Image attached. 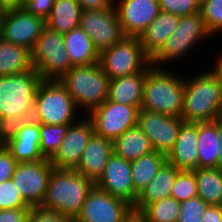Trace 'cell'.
Listing matches in <instances>:
<instances>
[{"label": "cell", "instance_id": "1", "mask_svg": "<svg viewBox=\"0 0 222 222\" xmlns=\"http://www.w3.org/2000/svg\"><path fill=\"white\" fill-rule=\"evenodd\" d=\"M181 118L184 122L193 123L210 122L222 118V82L214 68H208L205 72L190 78L185 77L184 107Z\"/></svg>", "mask_w": 222, "mask_h": 222}, {"label": "cell", "instance_id": "2", "mask_svg": "<svg viewBox=\"0 0 222 222\" xmlns=\"http://www.w3.org/2000/svg\"><path fill=\"white\" fill-rule=\"evenodd\" d=\"M170 69L156 68L152 65L148 68L140 109L181 118L185 77L181 73L179 75L170 72Z\"/></svg>", "mask_w": 222, "mask_h": 222}, {"label": "cell", "instance_id": "3", "mask_svg": "<svg viewBox=\"0 0 222 222\" xmlns=\"http://www.w3.org/2000/svg\"><path fill=\"white\" fill-rule=\"evenodd\" d=\"M94 186L93 181L77 170L54 168L40 207L57 211L75 220Z\"/></svg>", "mask_w": 222, "mask_h": 222}, {"label": "cell", "instance_id": "4", "mask_svg": "<svg viewBox=\"0 0 222 222\" xmlns=\"http://www.w3.org/2000/svg\"><path fill=\"white\" fill-rule=\"evenodd\" d=\"M59 81L67 88L78 109L88 114L108 99L110 79L99 63L74 66ZM87 110V111H85Z\"/></svg>", "mask_w": 222, "mask_h": 222}, {"label": "cell", "instance_id": "5", "mask_svg": "<svg viewBox=\"0 0 222 222\" xmlns=\"http://www.w3.org/2000/svg\"><path fill=\"white\" fill-rule=\"evenodd\" d=\"M42 80L35 70L0 76V119L14 115H27L32 119Z\"/></svg>", "mask_w": 222, "mask_h": 222}, {"label": "cell", "instance_id": "6", "mask_svg": "<svg viewBox=\"0 0 222 222\" xmlns=\"http://www.w3.org/2000/svg\"><path fill=\"white\" fill-rule=\"evenodd\" d=\"M78 112L81 111L59 80H42L35 97L34 121L51 125L72 124L80 117Z\"/></svg>", "mask_w": 222, "mask_h": 222}, {"label": "cell", "instance_id": "7", "mask_svg": "<svg viewBox=\"0 0 222 222\" xmlns=\"http://www.w3.org/2000/svg\"><path fill=\"white\" fill-rule=\"evenodd\" d=\"M208 37L211 38V34L206 30L200 12L180 16L178 27L151 58V65L156 68H164L165 64L167 66L174 60L183 59L193 48V51L195 50V45L209 39Z\"/></svg>", "mask_w": 222, "mask_h": 222}, {"label": "cell", "instance_id": "8", "mask_svg": "<svg viewBox=\"0 0 222 222\" xmlns=\"http://www.w3.org/2000/svg\"><path fill=\"white\" fill-rule=\"evenodd\" d=\"M99 65L111 80L138 72H147L151 58L144 52L139 37L124 36L99 53Z\"/></svg>", "mask_w": 222, "mask_h": 222}, {"label": "cell", "instance_id": "9", "mask_svg": "<svg viewBox=\"0 0 222 222\" xmlns=\"http://www.w3.org/2000/svg\"><path fill=\"white\" fill-rule=\"evenodd\" d=\"M33 68L43 80H59L70 68L63 34L45 26L31 51Z\"/></svg>", "mask_w": 222, "mask_h": 222}, {"label": "cell", "instance_id": "10", "mask_svg": "<svg viewBox=\"0 0 222 222\" xmlns=\"http://www.w3.org/2000/svg\"><path fill=\"white\" fill-rule=\"evenodd\" d=\"M139 108L106 100L92 109L87 117L92 121L94 134L114 141L126 130L138 125Z\"/></svg>", "mask_w": 222, "mask_h": 222}, {"label": "cell", "instance_id": "11", "mask_svg": "<svg viewBox=\"0 0 222 222\" xmlns=\"http://www.w3.org/2000/svg\"><path fill=\"white\" fill-rule=\"evenodd\" d=\"M53 169L50 159L17 164L11 179L30 207L42 205Z\"/></svg>", "mask_w": 222, "mask_h": 222}, {"label": "cell", "instance_id": "12", "mask_svg": "<svg viewBox=\"0 0 222 222\" xmlns=\"http://www.w3.org/2000/svg\"><path fill=\"white\" fill-rule=\"evenodd\" d=\"M79 26L90 36L94 48L99 53L125 36L115 7L103 10H83Z\"/></svg>", "mask_w": 222, "mask_h": 222}, {"label": "cell", "instance_id": "13", "mask_svg": "<svg viewBox=\"0 0 222 222\" xmlns=\"http://www.w3.org/2000/svg\"><path fill=\"white\" fill-rule=\"evenodd\" d=\"M45 26L44 18L28 13L24 8L6 10L2 38L32 51Z\"/></svg>", "mask_w": 222, "mask_h": 222}, {"label": "cell", "instance_id": "14", "mask_svg": "<svg viewBox=\"0 0 222 222\" xmlns=\"http://www.w3.org/2000/svg\"><path fill=\"white\" fill-rule=\"evenodd\" d=\"M132 207L127 201L94 186L74 222H122Z\"/></svg>", "mask_w": 222, "mask_h": 222}, {"label": "cell", "instance_id": "15", "mask_svg": "<svg viewBox=\"0 0 222 222\" xmlns=\"http://www.w3.org/2000/svg\"><path fill=\"white\" fill-rule=\"evenodd\" d=\"M84 118L70 124L59 150L50 159L54 168L77 169L88 141L94 134L92 121L86 115Z\"/></svg>", "mask_w": 222, "mask_h": 222}, {"label": "cell", "instance_id": "16", "mask_svg": "<svg viewBox=\"0 0 222 222\" xmlns=\"http://www.w3.org/2000/svg\"><path fill=\"white\" fill-rule=\"evenodd\" d=\"M184 120L158 112L139 110L138 126L149 137L154 151L165 155L173 148Z\"/></svg>", "mask_w": 222, "mask_h": 222}, {"label": "cell", "instance_id": "17", "mask_svg": "<svg viewBox=\"0 0 222 222\" xmlns=\"http://www.w3.org/2000/svg\"><path fill=\"white\" fill-rule=\"evenodd\" d=\"M125 36L139 37L161 12L158 0H114Z\"/></svg>", "mask_w": 222, "mask_h": 222}, {"label": "cell", "instance_id": "18", "mask_svg": "<svg viewBox=\"0 0 222 222\" xmlns=\"http://www.w3.org/2000/svg\"><path fill=\"white\" fill-rule=\"evenodd\" d=\"M95 186L114 197L127 201L132 206L138 197L133 186L131 161L114 153L108 158L104 173Z\"/></svg>", "mask_w": 222, "mask_h": 222}, {"label": "cell", "instance_id": "19", "mask_svg": "<svg viewBox=\"0 0 222 222\" xmlns=\"http://www.w3.org/2000/svg\"><path fill=\"white\" fill-rule=\"evenodd\" d=\"M198 123L183 122L173 148L166 155L168 163L179 170L198 168Z\"/></svg>", "mask_w": 222, "mask_h": 222}, {"label": "cell", "instance_id": "20", "mask_svg": "<svg viewBox=\"0 0 222 222\" xmlns=\"http://www.w3.org/2000/svg\"><path fill=\"white\" fill-rule=\"evenodd\" d=\"M112 153L113 141L93 134L76 170L96 183L103 175L108 158Z\"/></svg>", "mask_w": 222, "mask_h": 222}, {"label": "cell", "instance_id": "21", "mask_svg": "<svg viewBox=\"0 0 222 222\" xmlns=\"http://www.w3.org/2000/svg\"><path fill=\"white\" fill-rule=\"evenodd\" d=\"M5 147L18 163L44 160L40 152V123L30 119Z\"/></svg>", "mask_w": 222, "mask_h": 222}, {"label": "cell", "instance_id": "22", "mask_svg": "<svg viewBox=\"0 0 222 222\" xmlns=\"http://www.w3.org/2000/svg\"><path fill=\"white\" fill-rule=\"evenodd\" d=\"M180 171L166 161L155 177L140 191L133 208L142 210L152 202L171 197L172 187Z\"/></svg>", "mask_w": 222, "mask_h": 222}, {"label": "cell", "instance_id": "23", "mask_svg": "<svg viewBox=\"0 0 222 222\" xmlns=\"http://www.w3.org/2000/svg\"><path fill=\"white\" fill-rule=\"evenodd\" d=\"M180 16L161 11L139 36L144 52L152 58L178 27Z\"/></svg>", "mask_w": 222, "mask_h": 222}, {"label": "cell", "instance_id": "24", "mask_svg": "<svg viewBox=\"0 0 222 222\" xmlns=\"http://www.w3.org/2000/svg\"><path fill=\"white\" fill-rule=\"evenodd\" d=\"M147 72L113 78L109 81L108 100L141 108Z\"/></svg>", "mask_w": 222, "mask_h": 222}, {"label": "cell", "instance_id": "25", "mask_svg": "<svg viewBox=\"0 0 222 222\" xmlns=\"http://www.w3.org/2000/svg\"><path fill=\"white\" fill-rule=\"evenodd\" d=\"M71 65L81 66L99 62V52L90 36L79 26L63 34Z\"/></svg>", "mask_w": 222, "mask_h": 222}, {"label": "cell", "instance_id": "26", "mask_svg": "<svg viewBox=\"0 0 222 222\" xmlns=\"http://www.w3.org/2000/svg\"><path fill=\"white\" fill-rule=\"evenodd\" d=\"M153 151L149 137L138 125L129 128L113 141V153L128 161L136 160Z\"/></svg>", "mask_w": 222, "mask_h": 222}, {"label": "cell", "instance_id": "27", "mask_svg": "<svg viewBox=\"0 0 222 222\" xmlns=\"http://www.w3.org/2000/svg\"><path fill=\"white\" fill-rule=\"evenodd\" d=\"M82 11L77 0H55L52 12L46 19V26L65 34L79 27Z\"/></svg>", "mask_w": 222, "mask_h": 222}, {"label": "cell", "instance_id": "28", "mask_svg": "<svg viewBox=\"0 0 222 222\" xmlns=\"http://www.w3.org/2000/svg\"><path fill=\"white\" fill-rule=\"evenodd\" d=\"M33 68L31 51L0 39V76L22 73Z\"/></svg>", "mask_w": 222, "mask_h": 222}, {"label": "cell", "instance_id": "29", "mask_svg": "<svg viewBox=\"0 0 222 222\" xmlns=\"http://www.w3.org/2000/svg\"><path fill=\"white\" fill-rule=\"evenodd\" d=\"M218 120L198 123V168L217 167Z\"/></svg>", "mask_w": 222, "mask_h": 222}, {"label": "cell", "instance_id": "30", "mask_svg": "<svg viewBox=\"0 0 222 222\" xmlns=\"http://www.w3.org/2000/svg\"><path fill=\"white\" fill-rule=\"evenodd\" d=\"M193 171L198 197L208 205H220L222 202V168H197Z\"/></svg>", "mask_w": 222, "mask_h": 222}, {"label": "cell", "instance_id": "31", "mask_svg": "<svg viewBox=\"0 0 222 222\" xmlns=\"http://www.w3.org/2000/svg\"><path fill=\"white\" fill-rule=\"evenodd\" d=\"M166 161V155L157 151L131 161L133 186L137 194L155 177Z\"/></svg>", "mask_w": 222, "mask_h": 222}, {"label": "cell", "instance_id": "32", "mask_svg": "<svg viewBox=\"0 0 222 222\" xmlns=\"http://www.w3.org/2000/svg\"><path fill=\"white\" fill-rule=\"evenodd\" d=\"M180 204L175 198L168 197L146 205L141 211L147 222H177Z\"/></svg>", "mask_w": 222, "mask_h": 222}, {"label": "cell", "instance_id": "33", "mask_svg": "<svg viewBox=\"0 0 222 222\" xmlns=\"http://www.w3.org/2000/svg\"><path fill=\"white\" fill-rule=\"evenodd\" d=\"M70 124H40V152L45 159H51L59 150Z\"/></svg>", "mask_w": 222, "mask_h": 222}, {"label": "cell", "instance_id": "34", "mask_svg": "<svg viewBox=\"0 0 222 222\" xmlns=\"http://www.w3.org/2000/svg\"><path fill=\"white\" fill-rule=\"evenodd\" d=\"M200 13L212 37L222 32V0H205L200 5Z\"/></svg>", "mask_w": 222, "mask_h": 222}, {"label": "cell", "instance_id": "35", "mask_svg": "<svg viewBox=\"0 0 222 222\" xmlns=\"http://www.w3.org/2000/svg\"><path fill=\"white\" fill-rule=\"evenodd\" d=\"M197 184L194 171L181 170L175 179L171 197L182 202L197 197Z\"/></svg>", "mask_w": 222, "mask_h": 222}, {"label": "cell", "instance_id": "36", "mask_svg": "<svg viewBox=\"0 0 222 222\" xmlns=\"http://www.w3.org/2000/svg\"><path fill=\"white\" fill-rule=\"evenodd\" d=\"M208 204L200 197H194L180 204L177 222H202Z\"/></svg>", "mask_w": 222, "mask_h": 222}, {"label": "cell", "instance_id": "37", "mask_svg": "<svg viewBox=\"0 0 222 222\" xmlns=\"http://www.w3.org/2000/svg\"><path fill=\"white\" fill-rule=\"evenodd\" d=\"M31 208L16 189L12 179L0 184V210Z\"/></svg>", "mask_w": 222, "mask_h": 222}, {"label": "cell", "instance_id": "38", "mask_svg": "<svg viewBox=\"0 0 222 222\" xmlns=\"http://www.w3.org/2000/svg\"><path fill=\"white\" fill-rule=\"evenodd\" d=\"M30 120L27 115H14L0 119V140L6 145Z\"/></svg>", "mask_w": 222, "mask_h": 222}, {"label": "cell", "instance_id": "39", "mask_svg": "<svg viewBox=\"0 0 222 222\" xmlns=\"http://www.w3.org/2000/svg\"><path fill=\"white\" fill-rule=\"evenodd\" d=\"M158 2L161 11L178 16L200 12V5L196 0H158Z\"/></svg>", "mask_w": 222, "mask_h": 222}, {"label": "cell", "instance_id": "40", "mask_svg": "<svg viewBox=\"0 0 222 222\" xmlns=\"http://www.w3.org/2000/svg\"><path fill=\"white\" fill-rule=\"evenodd\" d=\"M26 222H74V220L57 211L47 210L39 206L30 208Z\"/></svg>", "mask_w": 222, "mask_h": 222}, {"label": "cell", "instance_id": "41", "mask_svg": "<svg viewBox=\"0 0 222 222\" xmlns=\"http://www.w3.org/2000/svg\"><path fill=\"white\" fill-rule=\"evenodd\" d=\"M17 164L18 162L5 146L0 149V184L12 178Z\"/></svg>", "mask_w": 222, "mask_h": 222}, {"label": "cell", "instance_id": "42", "mask_svg": "<svg viewBox=\"0 0 222 222\" xmlns=\"http://www.w3.org/2000/svg\"><path fill=\"white\" fill-rule=\"evenodd\" d=\"M55 0H27L24 9L33 15L40 16L45 20L51 14Z\"/></svg>", "mask_w": 222, "mask_h": 222}, {"label": "cell", "instance_id": "43", "mask_svg": "<svg viewBox=\"0 0 222 222\" xmlns=\"http://www.w3.org/2000/svg\"><path fill=\"white\" fill-rule=\"evenodd\" d=\"M30 208L0 210V222H26Z\"/></svg>", "mask_w": 222, "mask_h": 222}, {"label": "cell", "instance_id": "44", "mask_svg": "<svg viewBox=\"0 0 222 222\" xmlns=\"http://www.w3.org/2000/svg\"><path fill=\"white\" fill-rule=\"evenodd\" d=\"M83 10H103L114 7V0H77Z\"/></svg>", "mask_w": 222, "mask_h": 222}, {"label": "cell", "instance_id": "45", "mask_svg": "<svg viewBox=\"0 0 222 222\" xmlns=\"http://www.w3.org/2000/svg\"><path fill=\"white\" fill-rule=\"evenodd\" d=\"M202 222H222V210L219 205H209Z\"/></svg>", "mask_w": 222, "mask_h": 222}, {"label": "cell", "instance_id": "46", "mask_svg": "<svg viewBox=\"0 0 222 222\" xmlns=\"http://www.w3.org/2000/svg\"><path fill=\"white\" fill-rule=\"evenodd\" d=\"M122 222H147L144 213L141 210L131 208L130 211L124 216Z\"/></svg>", "mask_w": 222, "mask_h": 222}, {"label": "cell", "instance_id": "47", "mask_svg": "<svg viewBox=\"0 0 222 222\" xmlns=\"http://www.w3.org/2000/svg\"><path fill=\"white\" fill-rule=\"evenodd\" d=\"M26 2L27 0H0V8L3 11L10 9H22Z\"/></svg>", "mask_w": 222, "mask_h": 222}, {"label": "cell", "instance_id": "48", "mask_svg": "<svg viewBox=\"0 0 222 222\" xmlns=\"http://www.w3.org/2000/svg\"><path fill=\"white\" fill-rule=\"evenodd\" d=\"M218 158H217V167L222 168V118L218 119Z\"/></svg>", "mask_w": 222, "mask_h": 222}, {"label": "cell", "instance_id": "49", "mask_svg": "<svg viewBox=\"0 0 222 222\" xmlns=\"http://www.w3.org/2000/svg\"><path fill=\"white\" fill-rule=\"evenodd\" d=\"M220 54H218L219 56H217V59L215 57V65L213 63V68L217 71V73L220 76L221 82H222V51L219 52Z\"/></svg>", "mask_w": 222, "mask_h": 222}, {"label": "cell", "instance_id": "50", "mask_svg": "<svg viewBox=\"0 0 222 222\" xmlns=\"http://www.w3.org/2000/svg\"><path fill=\"white\" fill-rule=\"evenodd\" d=\"M4 11L0 12V39H2V28H3Z\"/></svg>", "mask_w": 222, "mask_h": 222}, {"label": "cell", "instance_id": "51", "mask_svg": "<svg viewBox=\"0 0 222 222\" xmlns=\"http://www.w3.org/2000/svg\"><path fill=\"white\" fill-rule=\"evenodd\" d=\"M199 5H201L205 0H196Z\"/></svg>", "mask_w": 222, "mask_h": 222}, {"label": "cell", "instance_id": "52", "mask_svg": "<svg viewBox=\"0 0 222 222\" xmlns=\"http://www.w3.org/2000/svg\"><path fill=\"white\" fill-rule=\"evenodd\" d=\"M5 145L3 144V142L0 140V149H2Z\"/></svg>", "mask_w": 222, "mask_h": 222}]
</instances>
